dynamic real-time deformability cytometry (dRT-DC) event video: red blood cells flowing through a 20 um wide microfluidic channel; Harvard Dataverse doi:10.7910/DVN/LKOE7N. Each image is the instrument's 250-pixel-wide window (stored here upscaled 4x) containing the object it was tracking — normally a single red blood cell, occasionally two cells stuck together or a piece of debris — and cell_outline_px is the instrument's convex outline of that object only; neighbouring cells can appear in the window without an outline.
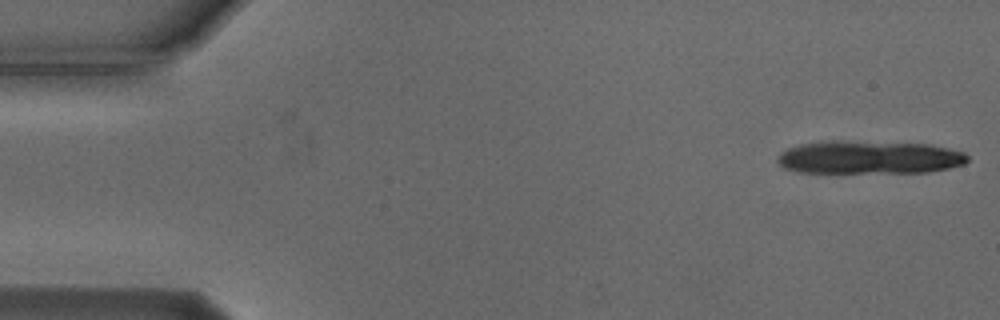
{"species": "Egyptian fruit bat (a non-hibernating species)", "species_latin": "Rousettus aegyptiacus", "temperature_condition": "cold", "stored_images_in_passage": 8, "camera_frame_rate_fps": 3000, "um_per_image_px": 0.085, "animal": {"sex": "male"}, "frame": {"image": 1, "passage_image": 8, "time_ms": 2.333, "image_size_px": [1000, 320], "cell_outline_px": [[968, 160], [964, 164], [948, 168], [928, 172], [800, 172], [784, 168], [776, 160], [776, 156], [780, 152], [788, 148], [800, 144], [820, 140], [840, 140], [928, 144], [948, 148], [964, 152], [968, 156]], "centroid_in_image_um": [73.84, 13.36], "position_along_channel_um": 11.2, "area_um2": 36.93}}